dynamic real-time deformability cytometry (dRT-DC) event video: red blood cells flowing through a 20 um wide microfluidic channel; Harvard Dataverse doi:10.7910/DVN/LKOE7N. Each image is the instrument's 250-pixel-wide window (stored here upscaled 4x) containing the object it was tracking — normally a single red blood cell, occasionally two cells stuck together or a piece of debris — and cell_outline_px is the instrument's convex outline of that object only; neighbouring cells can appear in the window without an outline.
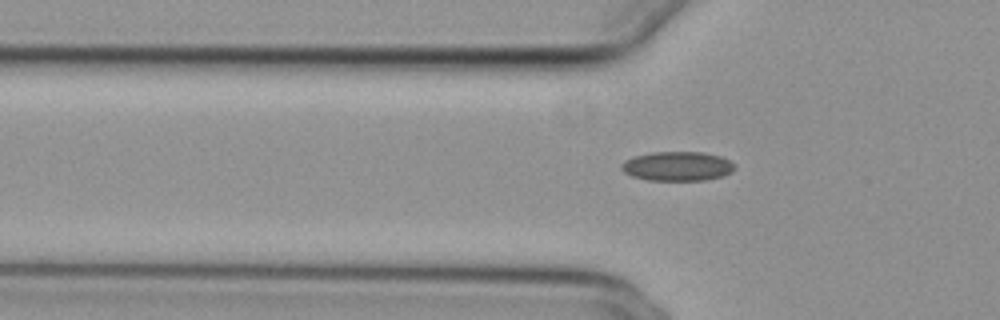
{"species": "common noctule bat (a hibernating species)", "species_latin": "Nyctalus noctula", "temperature_condition": "cold", "stored_images_in_passage": 34, "camera_frame_rate_fps": 3000, "um_per_image_px": 0.085, "animal": {"sex": "female", "body_mass_g": 29.2, "forearm_length_mm": 56.3}, "frame": {"image": 1, "passage_image": 5, "time_ms": 1.333, "image_size_px": [1000, 320], "cell_outline_px": [[732, 172], [724, 176], [704, 180], [648, 180], [632, 176], [624, 172], [620, 168], [620, 164], [624, 160], [632, 156], [652, 152], [704, 152], [720, 156], [728, 160], [732, 164]], "centroid_in_image_um": [57.52, 14.12], "position_along_channel_um": 68.3, "area_um2": 19.36}}
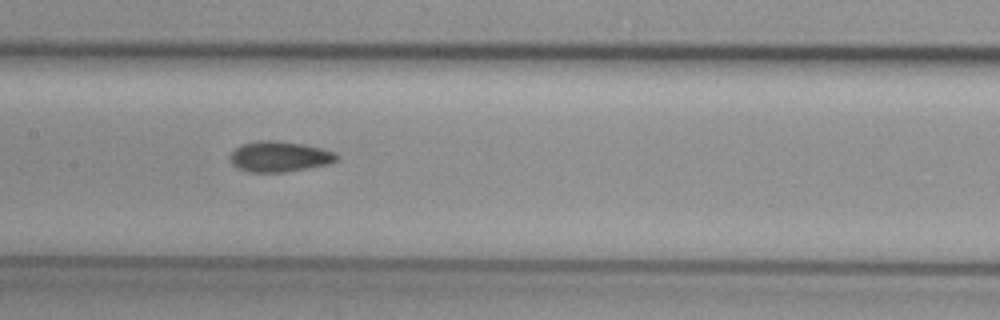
{"frame": {"image": 2, "passage_image": 14, "time_ms": 4.333, "image_size_px": [1000, 320], "cell_outline_px": [[340, 156], [336, 160], [328, 164], [284, 172], [248, 172], [232, 164], [232, 152], [236, 148], [244, 144], [260, 140], [276, 140], [304, 144], [336, 152]], "centroid_in_image_um": [23.8, 13.3], "position_along_channel_um": 183.6, "area_um2": 18.73}}
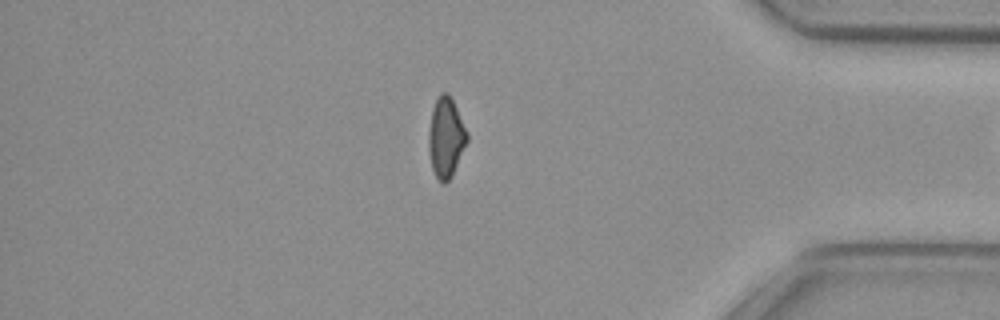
{"frame": {"image": 3, "passage_image": 33, "time_ms": 10.667, "image_size_px": [1000, 320], "cell_outline_px": [[468, 140], [452, 176], [444, 184], [436, 176], [432, 168], [428, 148], [428, 132], [432, 108], [440, 92], [448, 92], [468, 132]], "centroid_in_image_um": [37.9, 11.67], "position_along_channel_um": 397.3, "area_um2": 17.86}}